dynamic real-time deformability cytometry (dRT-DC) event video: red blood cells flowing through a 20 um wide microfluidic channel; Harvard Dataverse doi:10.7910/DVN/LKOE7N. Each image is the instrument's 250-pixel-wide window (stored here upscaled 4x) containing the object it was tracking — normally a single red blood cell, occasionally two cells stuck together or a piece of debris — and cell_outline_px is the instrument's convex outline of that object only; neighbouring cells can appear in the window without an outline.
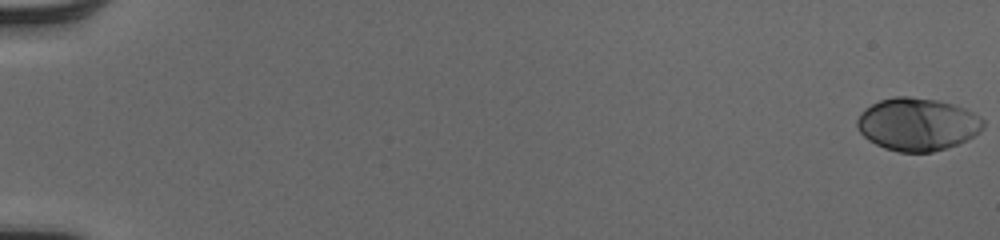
{"species": "human", "species_latin": "Homo sapiens", "temperature_condition": "cold", "stored_images_in_passage": 53, "camera_frame_rate_fps": 3000, "um_per_image_px": 0.085, "donor": {"sex": "male"}, "frame": {"image": 1, "passage_image": 1, "time_ms": 0.0, "image_size_px": [1000, 240], "cell_outline_px": [[984, 128], [980, 132], [956, 144], [932, 152], [900, 152], [884, 148], [868, 140], [860, 132], [856, 124], [856, 120], [860, 112], [864, 108], [880, 100], [896, 96], [908, 96], [936, 100], [952, 104], [964, 108], [980, 116], [984, 120]], "centroid_in_image_um": [77.95, 10.55], "position_along_channel_um": 7.0, "area_um2": 38.67}}
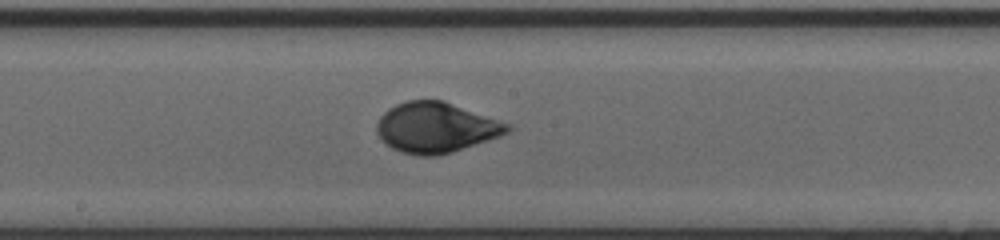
{"frame": {"image": 2, "passage_image": 31, "time_ms": 10.0, "image_size_px": [1000, 240], "cell_outline_px": [[512, 128], [508, 132], [500, 136], [452, 152], [436, 156], [420, 156], [400, 152], [392, 148], [376, 132], [376, 124], [380, 116], [388, 108], [396, 104], [408, 100], [444, 100], [512, 124]], "centroid_in_image_um": [37.07, 10.83], "position_along_channel_um": 211.1, "area_um2": 38.44}}
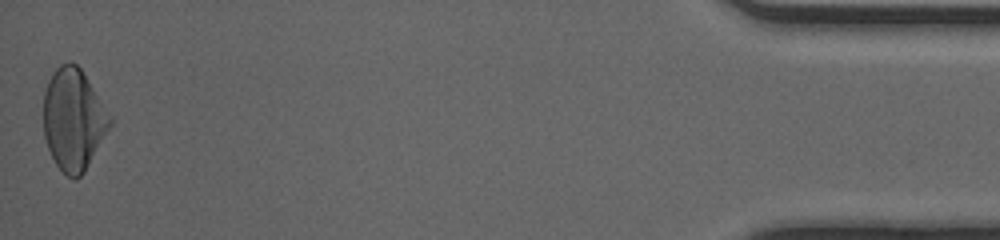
{"frame": {"image": 3, "passage_image": 53, "time_ms": 17.333, "image_size_px": [1000, 240], "cell_outline_px": [[112, 124], [84, 172], [76, 180], [72, 180], [56, 164], [48, 148], [44, 136], [44, 92], [48, 80], [52, 72], [60, 64], [68, 60], [76, 64], [80, 68], [112, 116]], "centroid_in_image_um": [6.24, 10.14], "position_along_channel_um": 429.0, "area_um2": 39.36}, "authors_computed_cell_mechanics": {"area_um2": 37.6856, "velocity_mm_per_s": 4.08, "shape_relaxation_time_tau1_ms": 3.2481, "shape_relaxation_time_tau2_ms": null, "deformation_change_tau1": 0.1781, "deformation_change_tau2": null}}